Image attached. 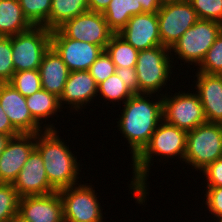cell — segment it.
Masks as SVG:
<instances>
[{
  "label": "cell",
  "instance_id": "37",
  "mask_svg": "<svg viewBox=\"0 0 222 222\" xmlns=\"http://www.w3.org/2000/svg\"><path fill=\"white\" fill-rule=\"evenodd\" d=\"M0 133L9 137L20 134L11 124L9 117L5 114L0 105Z\"/></svg>",
  "mask_w": 222,
  "mask_h": 222
},
{
  "label": "cell",
  "instance_id": "18",
  "mask_svg": "<svg viewBox=\"0 0 222 222\" xmlns=\"http://www.w3.org/2000/svg\"><path fill=\"white\" fill-rule=\"evenodd\" d=\"M18 213L32 222H64L63 203L58 191L21 197Z\"/></svg>",
  "mask_w": 222,
  "mask_h": 222
},
{
  "label": "cell",
  "instance_id": "24",
  "mask_svg": "<svg viewBox=\"0 0 222 222\" xmlns=\"http://www.w3.org/2000/svg\"><path fill=\"white\" fill-rule=\"evenodd\" d=\"M87 11H89L87 0H52L47 29H57L65 21Z\"/></svg>",
  "mask_w": 222,
  "mask_h": 222
},
{
  "label": "cell",
  "instance_id": "19",
  "mask_svg": "<svg viewBox=\"0 0 222 222\" xmlns=\"http://www.w3.org/2000/svg\"><path fill=\"white\" fill-rule=\"evenodd\" d=\"M194 74V79H197L191 88L196 90L200 98L207 122L222 123V75L201 72Z\"/></svg>",
  "mask_w": 222,
  "mask_h": 222
},
{
  "label": "cell",
  "instance_id": "3",
  "mask_svg": "<svg viewBox=\"0 0 222 222\" xmlns=\"http://www.w3.org/2000/svg\"><path fill=\"white\" fill-rule=\"evenodd\" d=\"M58 134V130L37 133L35 146L44 161L48 181L55 191L82 183L78 179L82 180L79 175L83 169L72 148L69 149L67 142Z\"/></svg>",
  "mask_w": 222,
  "mask_h": 222
},
{
  "label": "cell",
  "instance_id": "26",
  "mask_svg": "<svg viewBox=\"0 0 222 222\" xmlns=\"http://www.w3.org/2000/svg\"><path fill=\"white\" fill-rule=\"evenodd\" d=\"M97 93H99V98H101L99 100H102L103 98L104 102H106V106L109 102H112V105H115V102H117V105H122V103L124 104V102L133 95V93L124 84L122 78L116 73L109 76L105 81L98 85Z\"/></svg>",
  "mask_w": 222,
  "mask_h": 222
},
{
  "label": "cell",
  "instance_id": "5",
  "mask_svg": "<svg viewBox=\"0 0 222 222\" xmlns=\"http://www.w3.org/2000/svg\"><path fill=\"white\" fill-rule=\"evenodd\" d=\"M222 32V24L212 20L199 19L192 27L187 29L178 41L170 48L173 65L179 63L181 67L185 63L188 65L199 66L204 59L209 48L213 45L216 38ZM174 52V53H173ZM177 58L174 62V55ZM177 56V57H176ZM183 60V61H182ZM195 65V66H194Z\"/></svg>",
  "mask_w": 222,
  "mask_h": 222
},
{
  "label": "cell",
  "instance_id": "40",
  "mask_svg": "<svg viewBox=\"0 0 222 222\" xmlns=\"http://www.w3.org/2000/svg\"><path fill=\"white\" fill-rule=\"evenodd\" d=\"M9 138L10 137L8 135H3V134L0 133V155L3 152L4 147L7 143V141L9 140Z\"/></svg>",
  "mask_w": 222,
  "mask_h": 222
},
{
  "label": "cell",
  "instance_id": "11",
  "mask_svg": "<svg viewBox=\"0 0 222 222\" xmlns=\"http://www.w3.org/2000/svg\"><path fill=\"white\" fill-rule=\"evenodd\" d=\"M58 29L68 38L101 46L104 50L115 34L102 13L87 11L65 21Z\"/></svg>",
  "mask_w": 222,
  "mask_h": 222
},
{
  "label": "cell",
  "instance_id": "35",
  "mask_svg": "<svg viewBox=\"0 0 222 222\" xmlns=\"http://www.w3.org/2000/svg\"><path fill=\"white\" fill-rule=\"evenodd\" d=\"M201 173L206 178L204 180L206 187H222V157L209 164Z\"/></svg>",
  "mask_w": 222,
  "mask_h": 222
},
{
  "label": "cell",
  "instance_id": "36",
  "mask_svg": "<svg viewBox=\"0 0 222 222\" xmlns=\"http://www.w3.org/2000/svg\"><path fill=\"white\" fill-rule=\"evenodd\" d=\"M115 73L122 78L124 84L133 94L139 93V85L135 68H116Z\"/></svg>",
  "mask_w": 222,
  "mask_h": 222
},
{
  "label": "cell",
  "instance_id": "14",
  "mask_svg": "<svg viewBox=\"0 0 222 222\" xmlns=\"http://www.w3.org/2000/svg\"><path fill=\"white\" fill-rule=\"evenodd\" d=\"M0 105L20 134H37L45 131L33 119L26 104V97L10 83H0Z\"/></svg>",
  "mask_w": 222,
  "mask_h": 222
},
{
  "label": "cell",
  "instance_id": "12",
  "mask_svg": "<svg viewBox=\"0 0 222 222\" xmlns=\"http://www.w3.org/2000/svg\"><path fill=\"white\" fill-rule=\"evenodd\" d=\"M51 46L61 56L70 72L89 70L104 51L101 46L70 39L58 28L51 32Z\"/></svg>",
  "mask_w": 222,
  "mask_h": 222
},
{
  "label": "cell",
  "instance_id": "41",
  "mask_svg": "<svg viewBox=\"0 0 222 222\" xmlns=\"http://www.w3.org/2000/svg\"><path fill=\"white\" fill-rule=\"evenodd\" d=\"M12 222H32V221L23 218L19 213H17Z\"/></svg>",
  "mask_w": 222,
  "mask_h": 222
},
{
  "label": "cell",
  "instance_id": "31",
  "mask_svg": "<svg viewBox=\"0 0 222 222\" xmlns=\"http://www.w3.org/2000/svg\"><path fill=\"white\" fill-rule=\"evenodd\" d=\"M14 73L12 36H0V83H9Z\"/></svg>",
  "mask_w": 222,
  "mask_h": 222
},
{
  "label": "cell",
  "instance_id": "8",
  "mask_svg": "<svg viewBox=\"0 0 222 222\" xmlns=\"http://www.w3.org/2000/svg\"><path fill=\"white\" fill-rule=\"evenodd\" d=\"M52 30L44 26L12 36V59L15 72L39 69L45 52L51 46Z\"/></svg>",
  "mask_w": 222,
  "mask_h": 222
},
{
  "label": "cell",
  "instance_id": "10",
  "mask_svg": "<svg viewBox=\"0 0 222 222\" xmlns=\"http://www.w3.org/2000/svg\"><path fill=\"white\" fill-rule=\"evenodd\" d=\"M157 17L161 44L169 49L199 20L189 0L163 2Z\"/></svg>",
  "mask_w": 222,
  "mask_h": 222
},
{
  "label": "cell",
  "instance_id": "29",
  "mask_svg": "<svg viewBox=\"0 0 222 222\" xmlns=\"http://www.w3.org/2000/svg\"><path fill=\"white\" fill-rule=\"evenodd\" d=\"M9 83L25 97L42 89L39 69L15 72Z\"/></svg>",
  "mask_w": 222,
  "mask_h": 222
},
{
  "label": "cell",
  "instance_id": "38",
  "mask_svg": "<svg viewBox=\"0 0 222 222\" xmlns=\"http://www.w3.org/2000/svg\"><path fill=\"white\" fill-rule=\"evenodd\" d=\"M137 7H142V13H157L162 6V0H134Z\"/></svg>",
  "mask_w": 222,
  "mask_h": 222
},
{
  "label": "cell",
  "instance_id": "13",
  "mask_svg": "<svg viewBox=\"0 0 222 222\" xmlns=\"http://www.w3.org/2000/svg\"><path fill=\"white\" fill-rule=\"evenodd\" d=\"M36 146V134L10 137L0 155V183L13 184Z\"/></svg>",
  "mask_w": 222,
  "mask_h": 222
},
{
  "label": "cell",
  "instance_id": "42",
  "mask_svg": "<svg viewBox=\"0 0 222 222\" xmlns=\"http://www.w3.org/2000/svg\"><path fill=\"white\" fill-rule=\"evenodd\" d=\"M217 219V220H216ZM216 222H222V214L215 218ZM215 222V221H213Z\"/></svg>",
  "mask_w": 222,
  "mask_h": 222
},
{
  "label": "cell",
  "instance_id": "7",
  "mask_svg": "<svg viewBox=\"0 0 222 222\" xmlns=\"http://www.w3.org/2000/svg\"><path fill=\"white\" fill-rule=\"evenodd\" d=\"M82 182L58 191L63 203L64 222H106L95 187Z\"/></svg>",
  "mask_w": 222,
  "mask_h": 222
},
{
  "label": "cell",
  "instance_id": "25",
  "mask_svg": "<svg viewBox=\"0 0 222 222\" xmlns=\"http://www.w3.org/2000/svg\"><path fill=\"white\" fill-rule=\"evenodd\" d=\"M105 51L110 56L116 68H135L139 51L118 34H114L111 37Z\"/></svg>",
  "mask_w": 222,
  "mask_h": 222
},
{
  "label": "cell",
  "instance_id": "20",
  "mask_svg": "<svg viewBox=\"0 0 222 222\" xmlns=\"http://www.w3.org/2000/svg\"><path fill=\"white\" fill-rule=\"evenodd\" d=\"M39 72L42 89L60 98L70 70L52 46L45 52Z\"/></svg>",
  "mask_w": 222,
  "mask_h": 222
},
{
  "label": "cell",
  "instance_id": "16",
  "mask_svg": "<svg viewBox=\"0 0 222 222\" xmlns=\"http://www.w3.org/2000/svg\"><path fill=\"white\" fill-rule=\"evenodd\" d=\"M43 163L40 152L34 148L13 182V187L20 198L24 196L48 195L55 192L48 181Z\"/></svg>",
  "mask_w": 222,
  "mask_h": 222
},
{
  "label": "cell",
  "instance_id": "22",
  "mask_svg": "<svg viewBox=\"0 0 222 222\" xmlns=\"http://www.w3.org/2000/svg\"><path fill=\"white\" fill-rule=\"evenodd\" d=\"M32 26L24 16L19 0H0V36H14Z\"/></svg>",
  "mask_w": 222,
  "mask_h": 222
},
{
  "label": "cell",
  "instance_id": "23",
  "mask_svg": "<svg viewBox=\"0 0 222 222\" xmlns=\"http://www.w3.org/2000/svg\"><path fill=\"white\" fill-rule=\"evenodd\" d=\"M140 13H142V7H137L134 0H111L102 14L109 28L117 34L132 16Z\"/></svg>",
  "mask_w": 222,
  "mask_h": 222
},
{
  "label": "cell",
  "instance_id": "15",
  "mask_svg": "<svg viewBox=\"0 0 222 222\" xmlns=\"http://www.w3.org/2000/svg\"><path fill=\"white\" fill-rule=\"evenodd\" d=\"M97 92L98 85L89 70L70 72L59 98L60 106L62 109L70 108V113L78 112L80 114V110L86 109L87 105L90 106L89 104L94 102L98 96Z\"/></svg>",
  "mask_w": 222,
  "mask_h": 222
},
{
  "label": "cell",
  "instance_id": "30",
  "mask_svg": "<svg viewBox=\"0 0 222 222\" xmlns=\"http://www.w3.org/2000/svg\"><path fill=\"white\" fill-rule=\"evenodd\" d=\"M196 68V72L222 75V32Z\"/></svg>",
  "mask_w": 222,
  "mask_h": 222
},
{
  "label": "cell",
  "instance_id": "39",
  "mask_svg": "<svg viewBox=\"0 0 222 222\" xmlns=\"http://www.w3.org/2000/svg\"><path fill=\"white\" fill-rule=\"evenodd\" d=\"M89 11L103 13L111 0H87Z\"/></svg>",
  "mask_w": 222,
  "mask_h": 222
},
{
  "label": "cell",
  "instance_id": "28",
  "mask_svg": "<svg viewBox=\"0 0 222 222\" xmlns=\"http://www.w3.org/2000/svg\"><path fill=\"white\" fill-rule=\"evenodd\" d=\"M19 199L13 184L0 183V222H12L18 213Z\"/></svg>",
  "mask_w": 222,
  "mask_h": 222
},
{
  "label": "cell",
  "instance_id": "27",
  "mask_svg": "<svg viewBox=\"0 0 222 222\" xmlns=\"http://www.w3.org/2000/svg\"><path fill=\"white\" fill-rule=\"evenodd\" d=\"M52 0H19L24 16L33 26L47 28Z\"/></svg>",
  "mask_w": 222,
  "mask_h": 222
},
{
  "label": "cell",
  "instance_id": "6",
  "mask_svg": "<svg viewBox=\"0 0 222 222\" xmlns=\"http://www.w3.org/2000/svg\"><path fill=\"white\" fill-rule=\"evenodd\" d=\"M222 157V123L206 122L187 132L184 164L201 172Z\"/></svg>",
  "mask_w": 222,
  "mask_h": 222
},
{
  "label": "cell",
  "instance_id": "33",
  "mask_svg": "<svg viewBox=\"0 0 222 222\" xmlns=\"http://www.w3.org/2000/svg\"><path fill=\"white\" fill-rule=\"evenodd\" d=\"M115 71L116 66L105 50L95 60L89 69V72L93 76L97 85L105 81L109 76L115 74Z\"/></svg>",
  "mask_w": 222,
  "mask_h": 222
},
{
  "label": "cell",
  "instance_id": "4",
  "mask_svg": "<svg viewBox=\"0 0 222 222\" xmlns=\"http://www.w3.org/2000/svg\"><path fill=\"white\" fill-rule=\"evenodd\" d=\"M170 53V49L163 45L139 51L135 66L139 93L159 94L160 96L167 93V88H169L167 83L169 81L173 82L171 79L174 76L172 77L171 74L174 75L173 71L176 67L172 65L173 61ZM164 88L165 92L162 91Z\"/></svg>",
  "mask_w": 222,
  "mask_h": 222
},
{
  "label": "cell",
  "instance_id": "1",
  "mask_svg": "<svg viewBox=\"0 0 222 222\" xmlns=\"http://www.w3.org/2000/svg\"><path fill=\"white\" fill-rule=\"evenodd\" d=\"M187 132L177 126L166 123L164 120L158 125L151 136L148 145L143 151L133 160L131 182L128 184L129 191L133 195L136 204L147 205V196L149 197L148 178L150 175L151 166L156 157L164 162L171 159H176L184 162L186 154ZM156 156V157H155ZM165 159V160H164ZM153 162V163H152ZM133 192V193H132ZM144 203V204H143Z\"/></svg>",
  "mask_w": 222,
  "mask_h": 222
},
{
  "label": "cell",
  "instance_id": "9",
  "mask_svg": "<svg viewBox=\"0 0 222 222\" xmlns=\"http://www.w3.org/2000/svg\"><path fill=\"white\" fill-rule=\"evenodd\" d=\"M162 98L163 120L166 123L189 132L207 122L200 98L193 90L189 89L187 93L178 91L174 94L169 91Z\"/></svg>",
  "mask_w": 222,
  "mask_h": 222
},
{
  "label": "cell",
  "instance_id": "43",
  "mask_svg": "<svg viewBox=\"0 0 222 222\" xmlns=\"http://www.w3.org/2000/svg\"><path fill=\"white\" fill-rule=\"evenodd\" d=\"M163 2H165V1H177V0H162Z\"/></svg>",
  "mask_w": 222,
  "mask_h": 222
},
{
  "label": "cell",
  "instance_id": "32",
  "mask_svg": "<svg viewBox=\"0 0 222 222\" xmlns=\"http://www.w3.org/2000/svg\"><path fill=\"white\" fill-rule=\"evenodd\" d=\"M198 19L212 20L222 24V0H189Z\"/></svg>",
  "mask_w": 222,
  "mask_h": 222
},
{
  "label": "cell",
  "instance_id": "2",
  "mask_svg": "<svg viewBox=\"0 0 222 222\" xmlns=\"http://www.w3.org/2000/svg\"><path fill=\"white\" fill-rule=\"evenodd\" d=\"M122 105L121 115L115 120H118L117 130L129 144L130 159L133 161L148 145L152 134L163 121V98L157 94L138 93Z\"/></svg>",
  "mask_w": 222,
  "mask_h": 222
},
{
  "label": "cell",
  "instance_id": "34",
  "mask_svg": "<svg viewBox=\"0 0 222 222\" xmlns=\"http://www.w3.org/2000/svg\"><path fill=\"white\" fill-rule=\"evenodd\" d=\"M206 189L203 203L205 201V211H209L211 215L215 218L222 214V187H205ZM206 199V200H205Z\"/></svg>",
  "mask_w": 222,
  "mask_h": 222
},
{
  "label": "cell",
  "instance_id": "17",
  "mask_svg": "<svg viewBox=\"0 0 222 222\" xmlns=\"http://www.w3.org/2000/svg\"><path fill=\"white\" fill-rule=\"evenodd\" d=\"M117 34L138 51L162 45L157 13L143 12L132 16Z\"/></svg>",
  "mask_w": 222,
  "mask_h": 222
},
{
  "label": "cell",
  "instance_id": "21",
  "mask_svg": "<svg viewBox=\"0 0 222 222\" xmlns=\"http://www.w3.org/2000/svg\"><path fill=\"white\" fill-rule=\"evenodd\" d=\"M26 104L33 119L45 130H57L54 123L51 124L49 121L53 119L54 115L58 118V112H62V107L60 106L59 97L49 93L48 91L41 89L38 92L33 93L31 96L26 97ZM53 116V117H52ZM44 120V121H43ZM45 122V124L43 123ZM44 124V125H43ZM45 127V128H44Z\"/></svg>",
  "mask_w": 222,
  "mask_h": 222
}]
</instances>
